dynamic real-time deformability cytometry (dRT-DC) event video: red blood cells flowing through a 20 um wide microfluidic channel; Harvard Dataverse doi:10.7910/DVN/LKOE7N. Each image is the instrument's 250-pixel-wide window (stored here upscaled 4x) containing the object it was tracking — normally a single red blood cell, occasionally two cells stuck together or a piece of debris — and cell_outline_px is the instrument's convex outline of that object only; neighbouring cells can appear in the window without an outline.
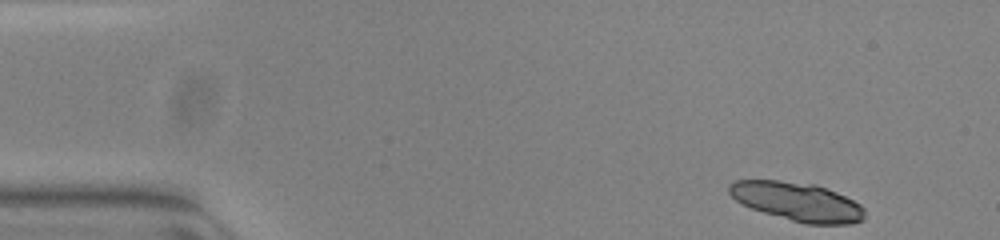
{"species": "common noctule bat (a hibernating species)", "species_latin": "Nyctalus noctula", "temperature_condition": "warm", "stored_images_in_passage": 49, "camera_frame_rate_fps": 3000, "um_per_image_px": 0.085, "animal": {"sex": "female", "body_mass_g": 23.0, "forearm_length_mm": 53.4}, "frame": {"image": 1, "passage_image": 1, "time_ms": 0.0, "image_size_px": [1000, 240], "cell_outline_px": [[864, 220], [852, 224], [804, 224], [764, 212], [752, 208], [736, 200], [728, 192], [728, 184], [736, 180], [780, 180], [816, 184], [836, 192], [860, 204], [864, 208]], "centroid_in_image_um": [67.78, 17.13], "position_along_channel_um": 17.2, "area_um2": 30.52}}
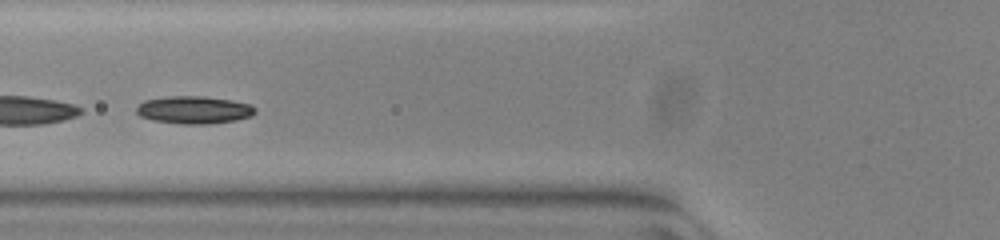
{"frame": {"image": 2, "passage_image": 17, "time_ms": 5.333, "image_size_px": [1000, 240], "cell_outline_px": [[256, 112], [252, 116], [236, 120], [208, 124], [180, 124], [152, 120], [140, 116], [136, 112], [136, 108], [144, 100], [168, 96], [204, 96], [232, 100], [252, 104], [256, 108]], "centroid_in_image_um": [16.52, 9.34], "position_along_channel_um": 109.3, "area_um2": 19.31}}
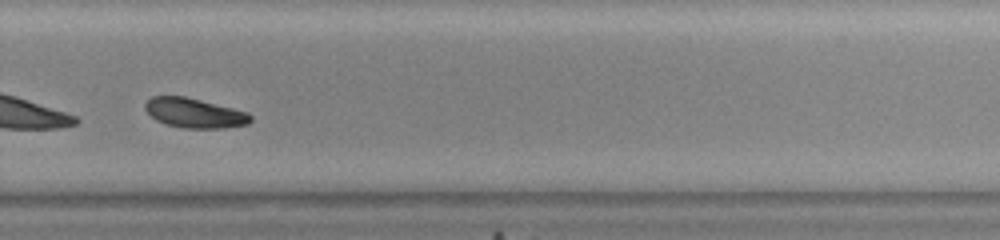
{"frame": {"image": 3, "passage_image": 33, "time_ms": 10.667, "image_size_px": [1000, 240], "cell_outline_px": [[252, 120], [248, 124], [224, 128], [184, 128], [168, 124], [156, 120], [144, 108], [144, 104], [152, 96], [184, 96], [248, 112], [252, 116]], "centroid_in_image_um": [16.54, 9.61], "position_along_channel_um": 313.3, "area_um2": 18.03}, "authors_computed_cell_mechanics": {"area_um2": 19.1318, "velocity_mm_per_s": 3.8255, "shape_relaxation_time_tau1_ms": 1.6276, "shape_relaxation_time_tau2_ms": 6.5922, "deformation_change_tau1": 0.0745, "deformation_change_tau2": 0.0973}}